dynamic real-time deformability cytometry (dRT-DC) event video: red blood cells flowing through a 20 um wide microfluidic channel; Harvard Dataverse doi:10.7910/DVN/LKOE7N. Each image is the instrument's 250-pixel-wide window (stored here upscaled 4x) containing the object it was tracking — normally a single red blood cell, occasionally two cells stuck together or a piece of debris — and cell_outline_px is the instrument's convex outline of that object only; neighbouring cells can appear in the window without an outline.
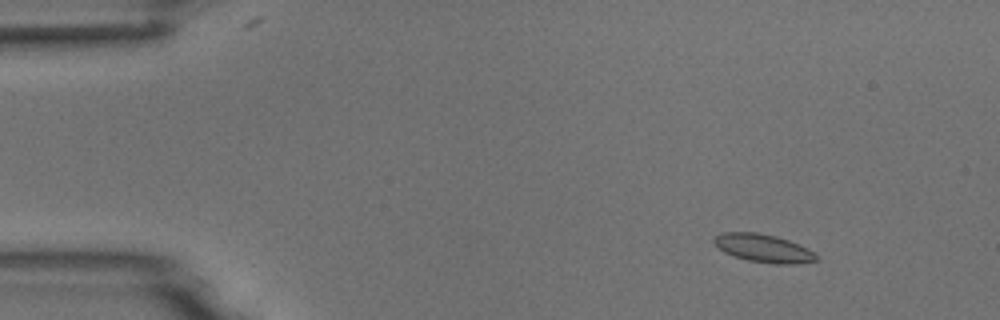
{"species": "common noctule bat (a hibernating species)", "species_latin": "Nyctalus noctula", "temperature_condition": "room temperature", "stored_images_in_passage": 5, "camera_frame_rate_fps": 3000, "um_per_image_px": 0.085, "animal": {"sex": "male", "body_mass_g": 18.8}, "frame": {"image": 1, "passage_image": 2, "time_ms": 1.0, "image_size_px": [1000, 320], "cell_outline_px": [[820, 260], [796, 264], [772, 264], [748, 260], [732, 256], [724, 252], [712, 240], [716, 236], [724, 232], [756, 232], [776, 236], [788, 240], [808, 248]], "centroid_in_image_um": [64.9, 21.11], "position_along_channel_um": 20.1, "area_um2": 16.7}}
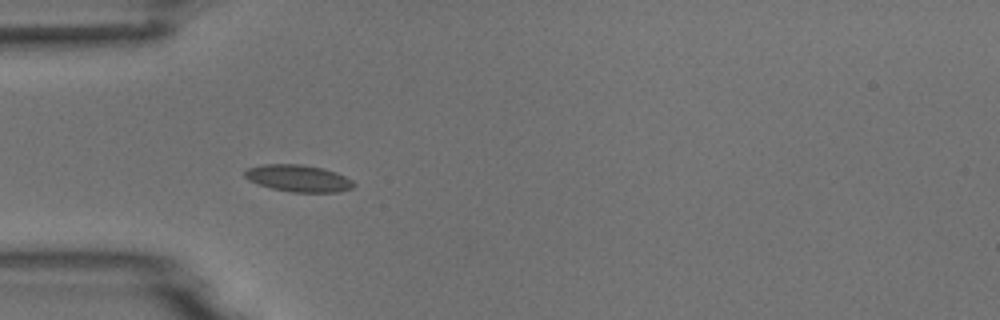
{"frame": {"image": 2, "passage_image": 5, "time_ms": 4.333, "image_size_px": [1000, 320], "cell_outline_px": [[356, 184], [352, 188], [340, 192], [292, 192], [272, 188], [248, 180], [244, 176], [244, 172], [248, 168], [260, 164], [300, 164], [324, 168], [336, 172], [352, 180]], "centroid_in_image_um": [25.37, 15.15], "position_along_channel_um": 59.6, "area_um2": 17.11}}